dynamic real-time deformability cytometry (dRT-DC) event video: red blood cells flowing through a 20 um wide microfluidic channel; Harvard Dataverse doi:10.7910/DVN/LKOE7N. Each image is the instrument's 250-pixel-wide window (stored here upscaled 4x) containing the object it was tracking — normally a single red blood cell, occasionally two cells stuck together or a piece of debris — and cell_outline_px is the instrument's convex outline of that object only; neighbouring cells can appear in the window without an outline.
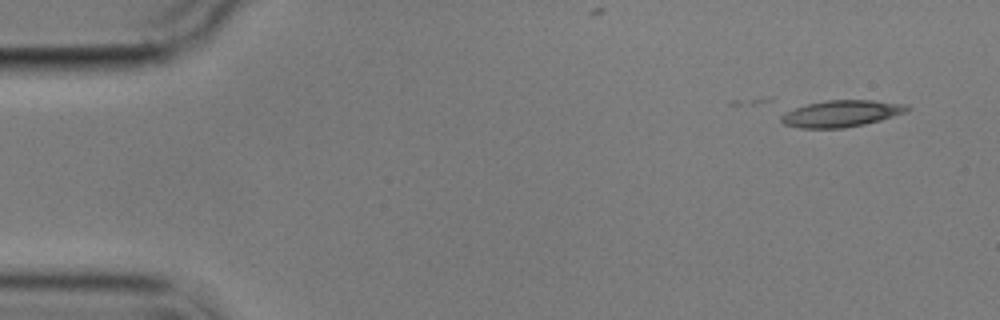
{"species": "common noctule bat (a hibernating species)", "species_latin": "Nyctalus noctula", "temperature_condition": "cold", "stored_images_in_passage": 4, "camera_frame_rate_fps": 3000, "um_per_image_px": 0.085, "animal": {"sex": "male", "body_mass_g": 17.9}, "frame": {"image": 1, "passage_image": 1, "time_ms": 0.0, "image_size_px": [1000, 320], "cell_outline_px": [[912, 108], [908, 112], [880, 120], [864, 124], [844, 128], [800, 128], [784, 124], [752, 104], [752, 100], [772, 96], [776, 96], [872, 100], [908, 104]], "centroid_in_image_um": [70.37, 9.45], "position_along_channel_um": 14.6, "area_um2": 26.07}}
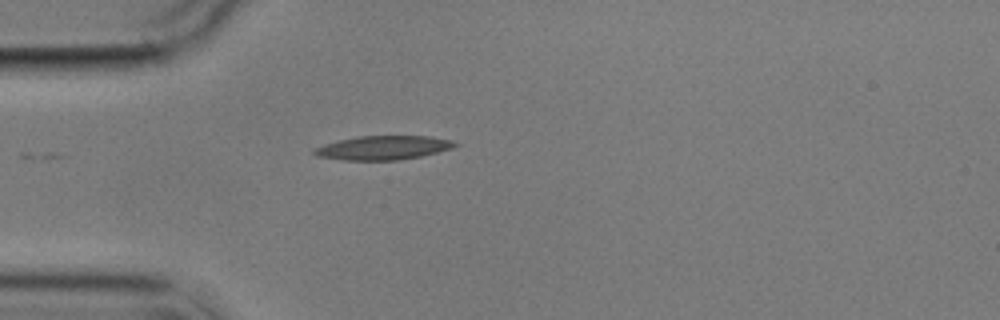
{"frame": {"image": 2, "passage_image": 4, "time_ms": 4.0, "image_size_px": [1000, 320], "cell_outline_px": [[460, 144], [452, 148], [420, 156], [400, 160], [344, 160], [316, 156], [312, 152], [312, 148], [336, 140], [356, 136], [428, 136], [452, 140]], "centroid_in_image_um": [32.52, 12.55], "position_along_channel_um": 52.5, "area_um2": 19.77}}